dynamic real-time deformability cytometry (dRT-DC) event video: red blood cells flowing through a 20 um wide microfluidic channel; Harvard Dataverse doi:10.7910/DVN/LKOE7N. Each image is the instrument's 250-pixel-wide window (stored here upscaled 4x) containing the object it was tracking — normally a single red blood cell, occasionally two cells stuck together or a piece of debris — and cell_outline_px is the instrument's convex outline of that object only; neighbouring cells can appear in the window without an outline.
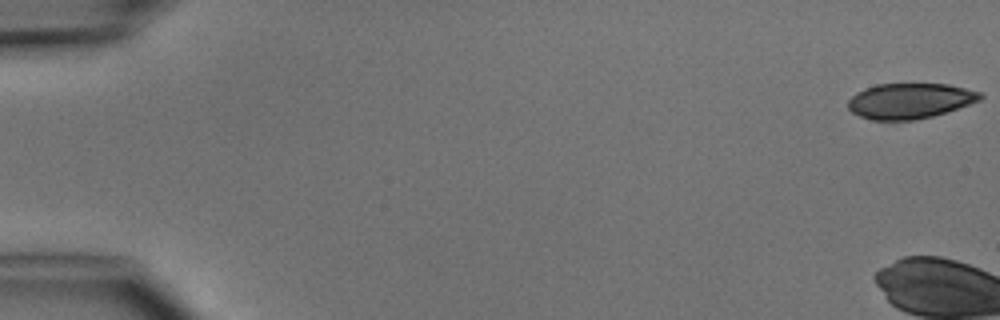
{"species": "common noctule bat (a hibernating species)", "species_latin": "Nyctalus noctula", "temperature_condition": "cold", "stored_images_in_passage": 6, "camera_frame_rate_fps": 3000, "um_per_image_px": 0.085, "animal": {"sex": "male", "body_mass_g": 15.6}, "frame": {"image": 1, "passage_image": 1, "time_ms": 0.0, "image_size_px": [1000, 320], "cell_outline_px": [[984, 96], [980, 100], [932, 116], [912, 120], [872, 120], [860, 116], [852, 112], [848, 108], [848, 100], [856, 92], [876, 84], [948, 84], [980, 92]], "centroid_in_image_um": [77.3, 8.57], "position_along_channel_um": 7.7, "area_um2": 26.99}}